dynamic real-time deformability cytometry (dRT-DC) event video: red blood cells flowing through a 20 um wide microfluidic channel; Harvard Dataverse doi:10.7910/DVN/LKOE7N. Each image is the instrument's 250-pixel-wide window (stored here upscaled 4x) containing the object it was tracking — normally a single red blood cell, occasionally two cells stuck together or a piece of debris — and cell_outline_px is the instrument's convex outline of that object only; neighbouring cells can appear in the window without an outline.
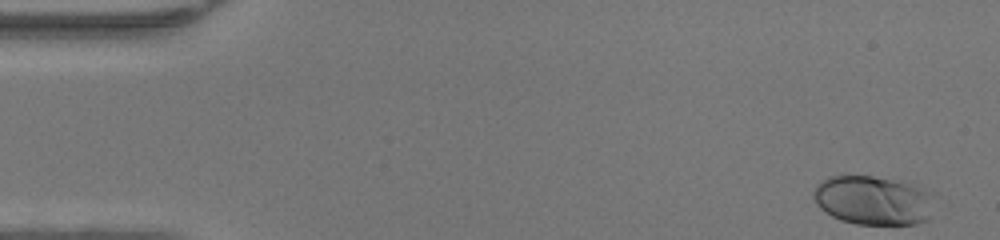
{"species": "human", "species_latin": "Homo sapiens", "temperature_condition": "warm", "stored_images_in_passage": 48, "camera_frame_rate_fps": 3000, "um_per_image_px": 0.085, "donor": {"sex": "female"}, "frame": {"image": 1, "passage_image": 1, "time_ms": 0.0, "image_size_px": [1000, 240], "cell_outline_px": [[936, 192], [928, 220], [916, 224], [856, 224], [840, 220], [832, 216], [820, 208], [816, 204], [812, 196], [812, 192], [816, 184], [820, 180], [828, 176], [872, 176], [912, 180]], "centroid_in_image_um": [74.3, 16.98], "position_along_channel_um": 10.7, "area_um2": 36.01}}
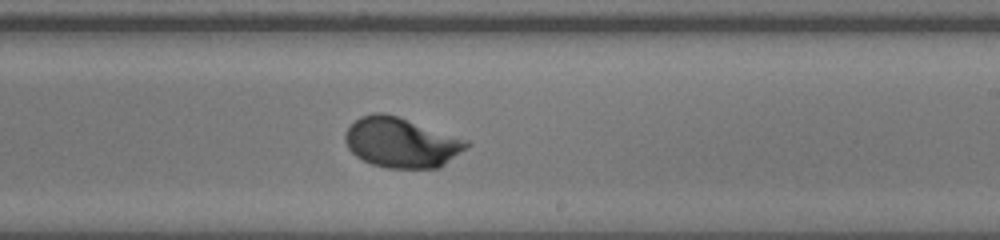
{"frame": {"image": 2, "passage_image": 28, "time_ms": 9.0, "image_size_px": [1000, 240], "cell_outline_px": [[472, 144], [440, 168], [388, 168], [372, 164], [356, 156], [348, 148], [344, 140], [344, 132], [360, 116], [372, 112], [384, 112], [472, 140]], "centroid_in_image_um": [34.15, 12.11], "position_along_channel_um": 254.9, "area_um2": 35.78}}
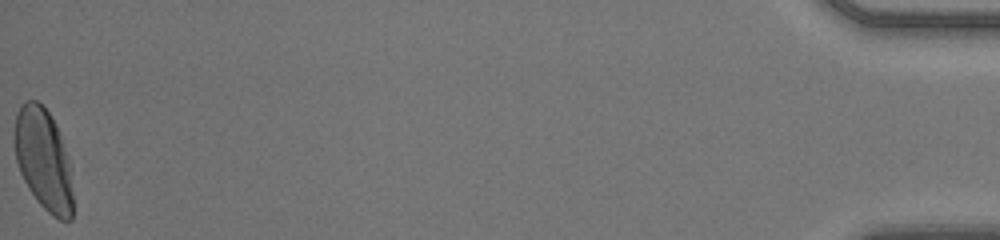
{"frame": {"image": 3, "passage_image": 48, "time_ms": 15.667, "image_size_px": [1000, 240], "cell_outline_px": [[72, 220], [60, 220], [52, 216], [40, 204], [28, 188], [20, 172], [16, 160], [12, 140], [12, 132], [16, 116], [24, 100], [36, 100], [48, 112], [60, 136], [68, 156], [72, 192]], "centroid_in_image_um": [3.65, 13.56], "position_along_channel_um": 431.5, "area_um2": 34.51}, "authors_computed_cell_mechanics": {"area_um2": 34.0442, "velocity_mm_per_s": 4.2362, "shape_relaxation_time_tau1_ms": 2.7179, "shape_relaxation_time_tau2_ms": null, "deformation_change_tau1": 0.1607, "deformation_change_tau2": null}}